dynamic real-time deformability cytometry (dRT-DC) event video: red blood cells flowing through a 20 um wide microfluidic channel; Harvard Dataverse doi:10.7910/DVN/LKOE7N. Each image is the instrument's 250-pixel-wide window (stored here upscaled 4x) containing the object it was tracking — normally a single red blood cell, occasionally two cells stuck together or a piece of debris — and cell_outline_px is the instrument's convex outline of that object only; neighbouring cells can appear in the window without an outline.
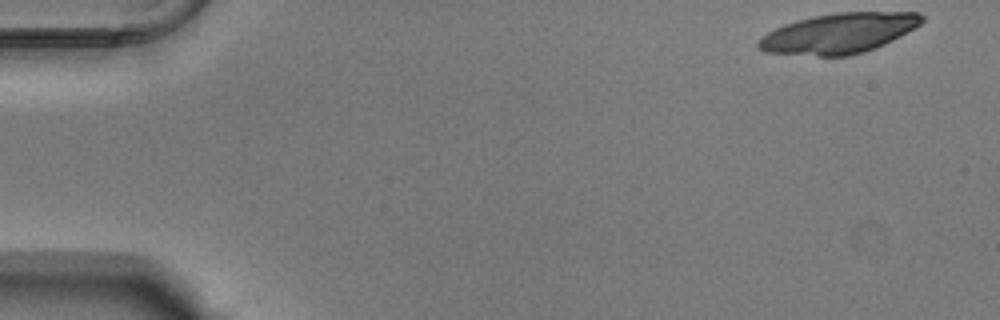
{"species": "Egyptian fruit bat (a non-hibernating species)", "species_latin": "Rousettus aegyptiacus", "temperature_condition": "warm", "stored_images_in_passage": 16, "camera_frame_rate_fps": 3000, "um_per_image_px": 0.085, "animal": {"sex": "male"}, "frame": {"image": 1, "passage_image": 1, "time_ms": 0.0, "image_size_px": [1000, 320], "cell_outline_px": [[924, 20], [920, 24], [884, 44], [864, 52], [848, 56], [816, 56], [768, 52], [760, 48], [756, 44], [768, 32], [784, 24], [796, 20], [812, 16], [836, 12], [920, 12], [924, 16]], "centroid_in_image_um": [71.31, 2.82], "position_along_channel_um": 13.7, "area_um2": 37.92}}